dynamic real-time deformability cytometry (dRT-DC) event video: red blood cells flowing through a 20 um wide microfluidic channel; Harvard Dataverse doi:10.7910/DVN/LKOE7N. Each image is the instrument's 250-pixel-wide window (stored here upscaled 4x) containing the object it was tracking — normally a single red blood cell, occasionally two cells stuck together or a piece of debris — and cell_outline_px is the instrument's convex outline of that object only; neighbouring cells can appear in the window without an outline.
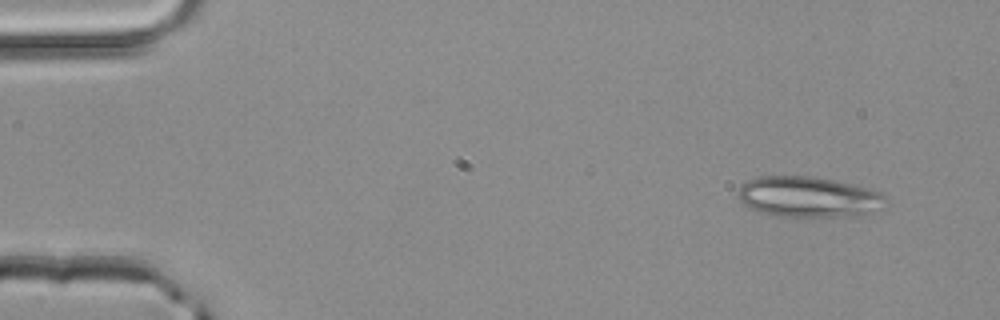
{"species": "common noctule bat (a hibernating species)", "species_latin": "Nyctalus noctula", "temperature_condition": "room temperature", "stored_images_in_passage": 3, "camera_frame_rate_fps": 3000, "um_per_image_px": 0.085, "animal": {"sex": "male", "body_mass_g": 20.4}, "frame": {"image": 1, "passage_image": 1, "time_ms": 0.0, "image_size_px": [1000, 320], "cell_outline_px": [[888, 200], [868, 212], [860, 216], [804, 220], [780, 216], [760, 212], [744, 204], [740, 200], [740, 188], [748, 180], [760, 176], [808, 176], [832, 180], [852, 184], [868, 188], [880, 192]], "centroid_in_image_um": [68.73, 16.79], "position_along_channel_um": 16.3, "area_um2": 35.37}}